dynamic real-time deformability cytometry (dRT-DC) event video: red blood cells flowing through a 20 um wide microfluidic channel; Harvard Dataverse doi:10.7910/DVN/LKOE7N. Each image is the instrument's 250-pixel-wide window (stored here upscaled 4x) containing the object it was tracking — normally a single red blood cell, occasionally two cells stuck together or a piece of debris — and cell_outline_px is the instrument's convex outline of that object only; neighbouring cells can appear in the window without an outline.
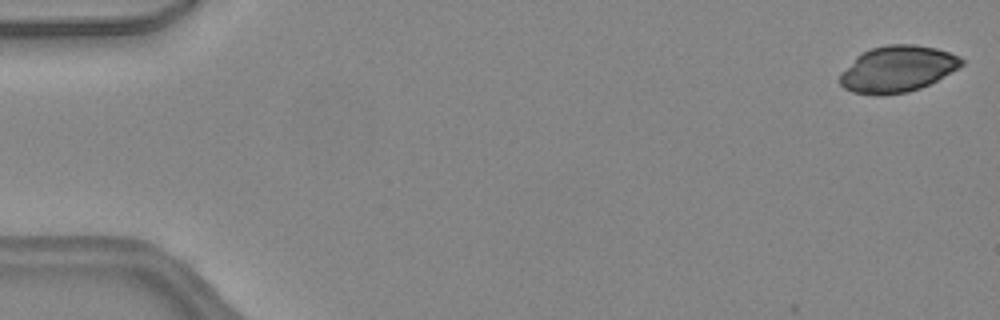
{"species": "common noctule bat (a hibernating species)", "species_latin": "Nyctalus noctula", "temperature_condition": "warm", "stored_images_in_passage": 6, "camera_frame_rate_fps": 3000, "um_per_image_px": 0.085, "animal": {"sex": "female", "body_mass_g": 24.6, "forearm_length_mm": 56.2}, "frame": {"image": 1, "passage_image": 1, "time_ms": 0.0, "image_size_px": [1000, 320], "cell_outline_px": [[964, 64], [936, 80], [920, 88], [908, 92], [880, 96], [876, 96], [852, 92], [844, 88], [840, 84], [840, 72], [856, 56], [872, 48], [888, 44], [912, 44], [936, 48], [960, 56], [964, 60]], "centroid_in_image_um": [76.25, 5.87], "position_along_channel_um": 8.8, "area_um2": 32.83}}